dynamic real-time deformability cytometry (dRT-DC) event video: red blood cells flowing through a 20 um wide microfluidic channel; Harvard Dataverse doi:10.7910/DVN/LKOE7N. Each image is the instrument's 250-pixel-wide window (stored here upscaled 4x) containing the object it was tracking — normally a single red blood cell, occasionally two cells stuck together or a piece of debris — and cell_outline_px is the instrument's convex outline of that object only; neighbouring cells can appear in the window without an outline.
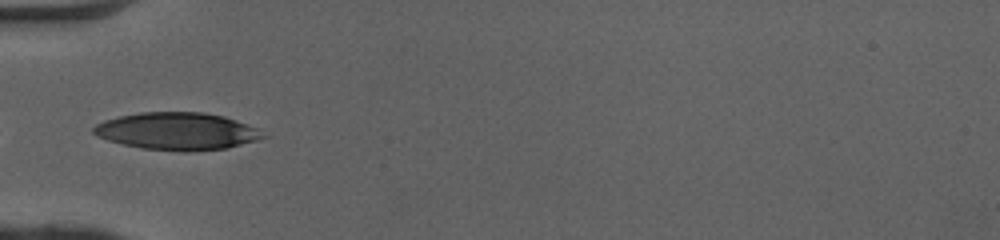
{"species": "human", "species_latin": "Homo sapiens", "temperature_condition": "cold", "stored_images_in_passage": 32, "camera_frame_rate_fps": 3000, "um_per_image_px": 0.085, "donor": {"sex": "female"}, "frame": {"image": 1, "passage_image": 1, "time_ms": 0.0, "image_size_px": [1000, 240], "cell_outline_px": [[268, 136], [256, 140], [228, 148], [144, 148], [124, 144], [108, 140], [96, 136], [92, 132], [92, 128], [96, 124], [104, 120], [120, 116], [140, 112], [204, 112], [224, 116], [236, 120], [256, 128]], "centroid_in_image_um": [15.02, 11.1], "position_along_channel_um": 70.0, "area_um2": 35.6}}
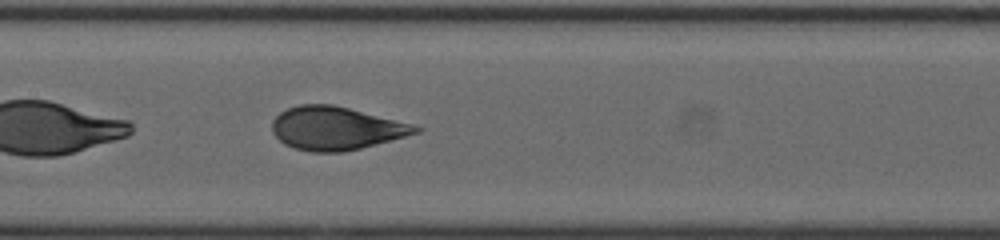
{"frame": {"image": 2, "passage_image": 9, "time_ms": 2.667, "image_size_px": [1000, 240], "cell_outline_px": [[424, 128], [420, 132], [360, 148], [344, 152], [312, 152], [296, 148], [284, 144], [272, 132], [272, 120], [280, 112], [288, 108], [300, 104], [332, 104], [416, 124]], "centroid_in_image_um": [28.58, 10.9], "position_along_channel_um": 178.8, "area_um2": 36.13}}
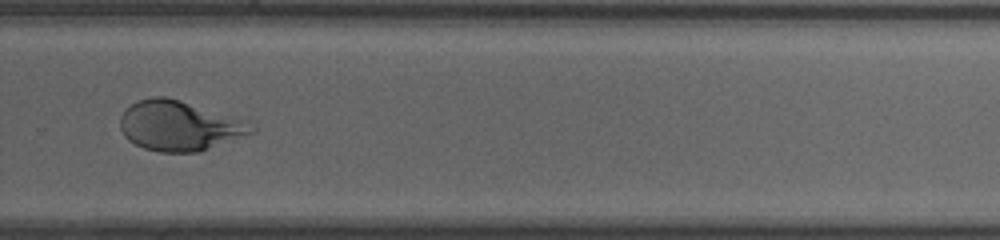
{"frame": {"image": 3, "passage_image": 19, "time_ms": 6.0, "image_size_px": [1000, 240], "cell_outline_px": [[256, 132], [200, 152], [160, 152], [144, 148], [128, 140], [124, 136], [120, 128], [120, 116], [132, 104], [140, 100], [152, 96], [164, 96], [180, 100], [252, 120], [256, 124]], "centroid_in_image_um": [15.35, 10.69], "position_along_channel_um": 314.5, "area_um2": 38.84}, "authors_computed_cell_mechanics": {"area_um2": 36.6452, "velocity_mm_per_s": 4.0813, "shape_relaxation_time_tau1_ms": 3.1546, "shape_relaxation_time_tau2_ms": null, "deformation_change_tau1": 0.1656, "deformation_change_tau2": null}}